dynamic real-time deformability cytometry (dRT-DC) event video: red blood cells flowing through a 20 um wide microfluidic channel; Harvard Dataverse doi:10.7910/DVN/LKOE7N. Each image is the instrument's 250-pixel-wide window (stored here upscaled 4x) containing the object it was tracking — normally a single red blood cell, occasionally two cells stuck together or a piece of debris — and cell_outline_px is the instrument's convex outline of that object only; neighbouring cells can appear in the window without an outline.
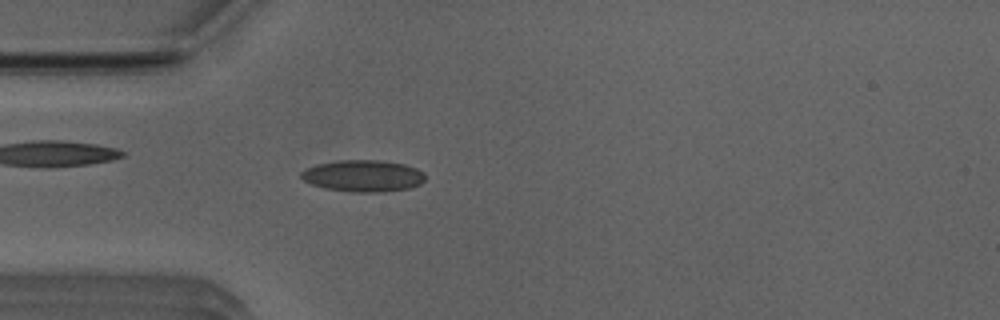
{"species": "Egyptian fruit bat (a non-hibernating species)", "species_latin": "Rousettus aegyptiacus", "temperature_condition": "room temperature", "stored_images_in_passage": 50, "camera_frame_rate_fps": 3000, "um_per_image_px": 0.085, "animal": {"sex": "male"}, "frame": {"image": 1, "passage_image": 13, "time_ms": 4.0, "image_size_px": [1000, 320], "cell_outline_px": [[424, 180], [420, 184], [408, 188], [384, 192], [352, 192], [324, 188], [312, 184], [304, 180], [300, 176], [300, 172], [316, 164], [336, 160], [376, 160], [404, 164], [416, 168], [424, 172]], "centroid_in_image_um": [30.85, 14.95], "position_along_channel_um": 54.1, "area_um2": 22.89}}
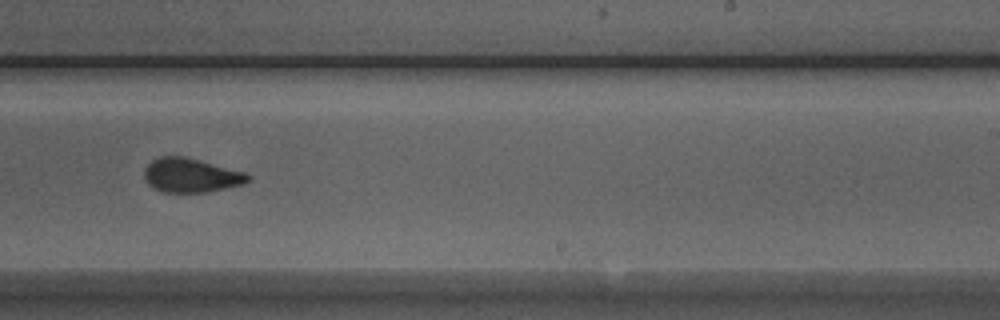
{"frame": {"image": 2, "passage_image": 30, "time_ms": 9.667, "image_size_px": [1000, 320], "cell_outline_px": [[252, 176], [244, 184], [208, 192], [164, 192], [152, 188], [144, 180], [144, 168], [152, 160], [160, 156], [184, 156], [248, 172]], "centroid_in_image_um": [16.24, 14.9], "position_along_channel_um": 272.8, "area_um2": 20.92}}
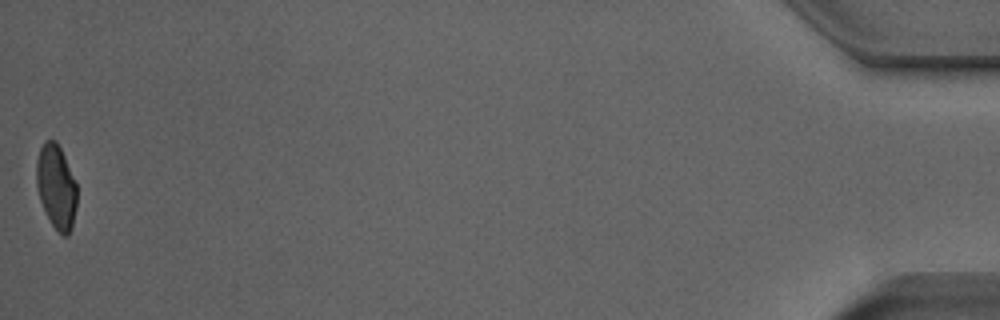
{"frame": {"image": 3, "passage_image": 50, "time_ms": 16.333, "image_size_px": [1000, 320], "cell_outline_px": [[76, 208], [72, 228], [68, 236], [64, 236], [52, 224], [40, 200], [36, 184], [36, 160], [40, 148], [44, 140], [56, 140], [64, 156], [76, 184]], "centroid_in_image_um": [4.77, 15.85], "position_along_channel_um": 430.4, "area_um2": 19.65}, "authors_computed_cell_mechanics": {"area_um2": 21.0681, "velocity_mm_per_s": 3.9476, "shape_relaxation_time_tau1_ms": 6.3546, "shape_relaxation_time_tau2_ms": 1.1787, "deformation_change_tau1": 0.1691, "deformation_change_tau2": 0.0755}}